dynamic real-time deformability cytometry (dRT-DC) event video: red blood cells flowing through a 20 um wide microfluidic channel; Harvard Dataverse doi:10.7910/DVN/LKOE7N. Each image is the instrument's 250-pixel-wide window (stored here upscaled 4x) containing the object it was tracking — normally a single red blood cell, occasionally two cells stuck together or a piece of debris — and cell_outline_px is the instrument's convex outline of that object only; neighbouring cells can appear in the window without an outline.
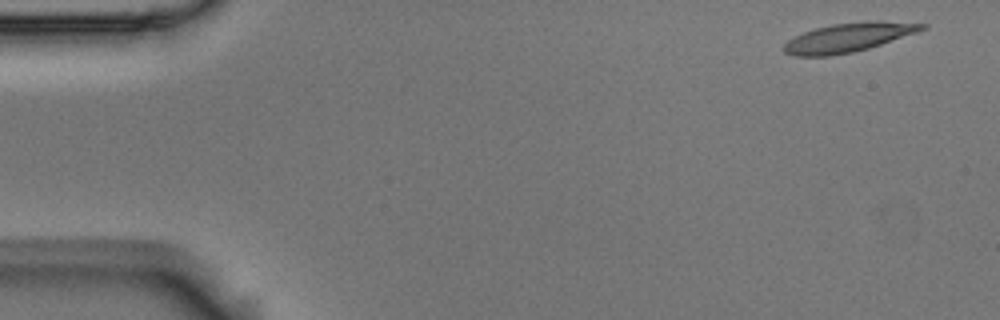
{"species": "Egyptian fruit bat (a non-hibernating species)", "species_latin": "Rousettus aegyptiacus", "temperature_condition": "room temperature", "stored_images_in_passage": 4, "camera_frame_rate_fps": 3000, "um_per_image_px": 0.085, "animal": {"sex": "male"}, "frame": {"image": 1, "passage_image": 1, "time_ms": 0.0, "image_size_px": [1000, 320], "cell_outline_px": [[928, 28], [868, 48], [852, 52], [828, 56], [792, 56], [784, 52], [784, 44], [788, 40], [804, 32], [816, 28], [832, 24], [868, 20], [880, 20], [928, 24]], "centroid_in_image_um": [72.12, 3.17], "position_along_channel_um": 12.9, "area_um2": 23.24}}